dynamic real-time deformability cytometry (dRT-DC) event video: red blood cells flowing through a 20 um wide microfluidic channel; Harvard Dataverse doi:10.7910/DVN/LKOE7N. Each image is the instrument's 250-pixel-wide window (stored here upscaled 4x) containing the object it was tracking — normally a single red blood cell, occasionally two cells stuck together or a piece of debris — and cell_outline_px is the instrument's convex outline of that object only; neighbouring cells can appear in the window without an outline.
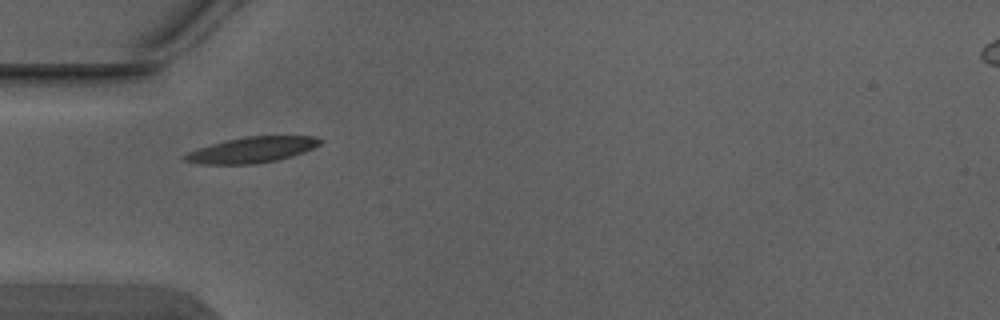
{"species": "Egyptian fruit bat (a non-hibernating species)", "species_latin": "Rousettus aegyptiacus", "temperature_condition": "warm", "stored_images_in_passage": 6, "camera_frame_rate_fps": 3000, "um_per_image_px": 0.085, "animal": {"sex": "male"}, "frame": {"image": 1, "passage_image": 3, "time_ms": 0.667, "image_size_px": [1000, 320], "cell_outline_px": [[324, 140], [320, 144], [304, 152], [292, 156], [276, 160], [256, 164], [200, 164], [184, 160], [184, 156], [188, 152], [212, 144], [244, 136], [316, 136]], "centroid_in_image_um": [21.47, 12.73], "position_along_channel_um": 63.5, "area_um2": 20.11}}
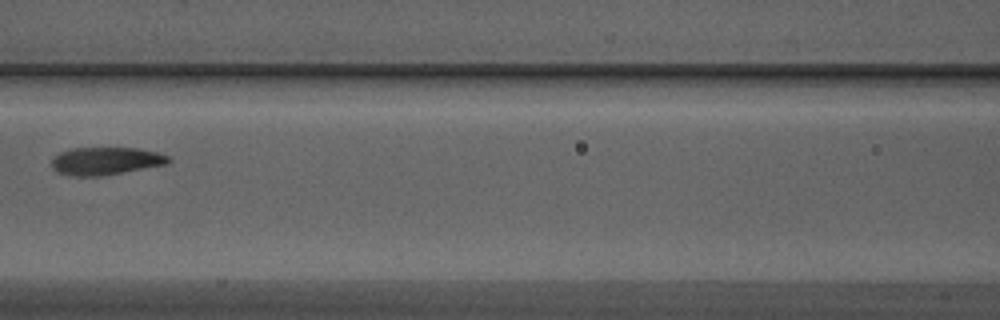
{"frame": {"image": 2, "passage_image": 5, "time_ms": 1.333, "image_size_px": [1000, 320], "cell_outline_px": [[172, 160], [168, 164], [100, 176], [72, 176], [56, 172], [52, 168], [52, 160], [60, 152], [72, 148], [136, 148], [156, 152], [172, 156]], "centroid_in_image_um": [9.01, 13.68], "position_along_channel_um": 157.6, "area_um2": 18.9}}
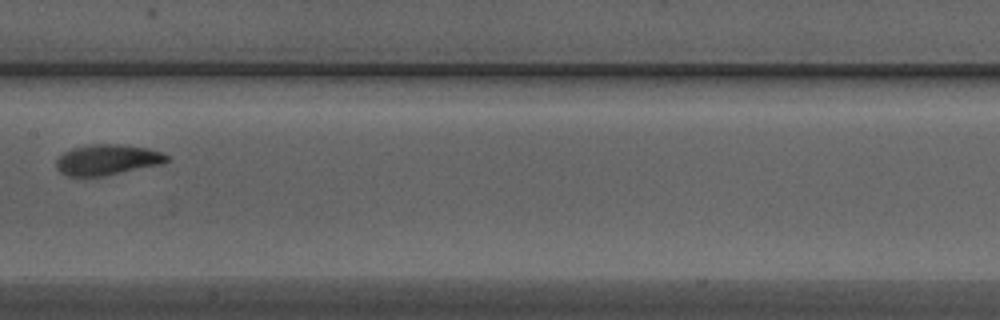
{"frame": {"image": 3, "passage_image": 6, "time_ms": 1.667, "image_size_px": [1000, 320], "cell_outline_px": [[168, 160], [164, 164], [104, 176], [68, 176], [60, 172], [56, 168], [56, 160], [64, 152], [72, 148], [88, 144], [120, 144], [148, 148], [160, 152], [168, 156]], "centroid_in_image_um": [9.12, 13.58], "position_along_channel_um": 198.3, "area_um2": 19.83}}